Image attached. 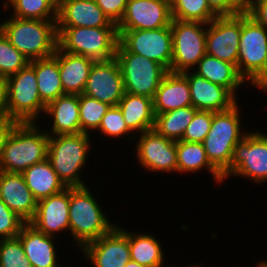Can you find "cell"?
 <instances>
[{"label": "cell", "instance_id": "2e32d148", "mask_svg": "<svg viewBox=\"0 0 267 267\" xmlns=\"http://www.w3.org/2000/svg\"><path fill=\"white\" fill-rule=\"evenodd\" d=\"M81 252L94 267H124L131 260L129 231L116 225L98 240L86 244Z\"/></svg>", "mask_w": 267, "mask_h": 267}, {"label": "cell", "instance_id": "836d02e7", "mask_svg": "<svg viewBox=\"0 0 267 267\" xmlns=\"http://www.w3.org/2000/svg\"><path fill=\"white\" fill-rule=\"evenodd\" d=\"M172 19L199 21L208 24L218 15L210 8L207 0H173Z\"/></svg>", "mask_w": 267, "mask_h": 267}, {"label": "cell", "instance_id": "7a4b0ae2", "mask_svg": "<svg viewBox=\"0 0 267 267\" xmlns=\"http://www.w3.org/2000/svg\"><path fill=\"white\" fill-rule=\"evenodd\" d=\"M36 123H17L14 126L2 151L0 171L22 173L47 158L49 135Z\"/></svg>", "mask_w": 267, "mask_h": 267}, {"label": "cell", "instance_id": "5bb4252c", "mask_svg": "<svg viewBox=\"0 0 267 267\" xmlns=\"http://www.w3.org/2000/svg\"><path fill=\"white\" fill-rule=\"evenodd\" d=\"M83 94L110 106H118L125 89L120 66L115 57L94 61Z\"/></svg>", "mask_w": 267, "mask_h": 267}, {"label": "cell", "instance_id": "ab89813d", "mask_svg": "<svg viewBox=\"0 0 267 267\" xmlns=\"http://www.w3.org/2000/svg\"><path fill=\"white\" fill-rule=\"evenodd\" d=\"M24 224L0 199V239L17 237Z\"/></svg>", "mask_w": 267, "mask_h": 267}, {"label": "cell", "instance_id": "f6af8a7d", "mask_svg": "<svg viewBox=\"0 0 267 267\" xmlns=\"http://www.w3.org/2000/svg\"><path fill=\"white\" fill-rule=\"evenodd\" d=\"M8 118L7 111V80L0 76V119Z\"/></svg>", "mask_w": 267, "mask_h": 267}, {"label": "cell", "instance_id": "5b68a950", "mask_svg": "<svg viewBox=\"0 0 267 267\" xmlns=\"http://www.w3.org/2000/svg\"><path fill=\"white\" fill-rule=\"evenodd\" d=\"M237 104L228 110L214 112L210 131L203 141L210 163L222 174L223 180L228 179L236 144L248 133L241 131V113Z\"/></svg>", "mask_w": 267, "mask_h": 267}, {"label": "cell", "instance_id": "52a82bcc", "mask_svg": "<svg viewBox=\"0 0 267 267\" xmlns=\"http://www.w3.org/2000/svg\"><path fill=\"white\" fill-rule=\"evenodd\" d=\"M115 58L120 66L125 92L153 99L169 71L151 59L129 52L120 42Z\"/></svg>", "mask_w": 267, "mask_h": 267}, {"label": "cell", "instance_id": "d590c367", "mask_svg": "<svg viewBox=\"0 0 267 267\" xmlns=\"http://www.w3.org/2000/svg\"><path fill=\"white\" fill-rule=\"evenodd\" d=\"M28 64L29 60L0 31V76L8 78Z\"/></svg>", "mask_w": 267, "mask_h": 267}, {"label": "cell", "instance_id": "74e56055", "mask_svg": "<svg viewBox=\"0 0 267 267\" xmlns=\"http://www.w3.org/2000/svg\"><path fill=\"white\" fill-rule=\"evenodd\" d=\"M102 135L119 138L122 136H131L132 131L126 125L122 112L118 106H111L103 116L97 129Z\"/></svg>", "mask_w": 267, "mask_h": 267}, {"label": "cell", "instance_id": "1f68e13d", "mask_svg": "<svg viewBox=\"0 0 267 267\" xmlns=\"http://www.w3.org/2000/svg\"><path fill=\"white\" fill-rule=\"evenodd\" d=\"M197 109L192 105L155 115L154 130L173 141L181 140Z\"/></svg>", "mask_w": 267, "mask_h": 267}, {"label": "cell", "instance_id": "4fadbf2b", "mask_svg": "<svg viewBox=\"0 0 267 267\" xmlns=\"http://www.w3.org/2000/svg\"><path fill=\"white\" fill-rule=\"evenodd\" d=\"M241 14L218 16L207 24L206 54L237 67Z\"/></svg>", "mask_w": 267, "mask_h": 267}, {"label": "cell", "instance_id": "d6a6232c", "mask_svg": "<svg viewBox=\"0 0 267 267\" xmlns=\"http://www.w3.org/2000/svg\"><path fill=\"white\" fill-rule=\"evenodd\" d=\"M3 6L12 8L15 18L57 21V10L47 0H4Z\"/></svg>", "mask_w": 267, "mask_h": 267}, {"label": "cell", "instance_id": "3957f363", "mask_svg": "<svg viewBox=\"0 0 267 267\" xmlns=\"http://www.w3.org/2000/svg\"><path fill=\"white\" fill-rule=\"evenodd\" d=\"M87 187L70 188L69 231L80 250L116 226L107 218L102 206H99Z\"/></svg>", "mask_w": 267, "mask_h": 267}, {"label": "cell", "instance_id": "277c9868", "mask_svg": "<svg viewBox=\"0 0 267 267\" xmlns=\"http://www.w3.org/2000/svg\"><path fill=\"white\" fill-rule=\"evenodd\" d=\"M88 133L49 135L47 159L66 188L84 187L81 169L90 149Z\"/></svg>", "mask_w": 267, "mask_h": 267}, {"label": "cell", "instance_id": "ba28073f", "mask_svg": "<svg viewBox=\"0 0 267 267\" xmlns=\"http://www.w3.org/2000/svg\"><path fill=\"white\" fill-rule=\"evenodd\" d=\"M6 80L8 119L35 122L46 106L39 96L35 69L28 64Z\"/></svg>", "mask_w": 267, "mask_h": 267}, {"label": "cell", "instance_id": "d4e9b609", "mask_svg": "<svg viewBox=\"0 0 267 267\" xmlns=\"http://www.w3.org/2000/svg\"><path fill=\"white\" fill-rule=\"evenodd\" d=\"M44 114L51 117L52 129L48 135L81 133L79 115V95L64 94L45 106Z\"/></svg>", "mask_w": 267, "mask_h": 267}, {"label": "cell", "instance_id": "7c38bea8", "mask_svg": "<svg viewBox=\"0 0 267 267\" xmlns=\"http://www.w3.org/2000/svg\"><path fill=\"white\" fill-rule=\"evenodd\" d=\"M119 42L131 53L142 55L171 72L173 55L170 26L154 30H118Z\"/></svg>", "mask_w": 267, "mask_h": 267}, {"label": "cell", "instance_id": "cb8c5ba5", "mask_svg": "<svg viewBox=\"0 0 267 267\" xmlns=\"http://www.w3.org/2000/svg\"><path fill=\"white\" fill-rule=\"evenodd\" d=\"M192 105L187 78L182 73L168 72L153 98L154 114Z\"/></svg>", "mask_w": 267, "mask_h": 267}, {"label": "cell", "instance_id": "f1b7e54d", "mask_svg": "<svg viewBox=\"0 0 267 267\" xmlns=\"http://www.w3.org/2000/svg\"><path fill=\"white\" fill-rule=\"evenodd\" d=\"M176 149L178 173H198L205 168L212 174L214 181L220 184L224 181L222 174L210 163L203 143L178 140Z\"/></svg>", "mask_w": 267, "mask_h": 267}, {"label": "cell", "instance_id": "c3c4849f", "mask_svg": "<svg viewBox=\"0 0 267 267\" xmlns=\"http://www.w3.org/2000/svg\"><path fill=\"white\" fill-rule=\"evenodd\" d=\"M124 267H144L135 261H128Z\"/></svg>", "mask_w": 267, "mask_h": 267}, {"label": "cell", "instance_id": "9a60e30c", "mask_svg": "<svg viewBox=\"0 0 267 267\" xmlns=\"http://www.w3.org/2000/svg\"><path fill=\"white\" fill-rule=\"evenodd\" d=\"M139 136L135 155L145 171L177 172L176 141L159 135L154 129L142 132Z\"/></svg>", "mask_w": 267, "mask_h": 267}, {"label": "cell", "instance_id": "8fae6325", "mask_svg": "<svg viewBox=\"0 0 267 267\" xmlns=\"http://www.w3.org/2000/svg\"><path fill=\"white\" fill-rule=\"evenodd\" d=\"M240 176L255 183L267 181V134L249 132L239 141L229 165V177Z\"/></svg>", "mask_w": 267, "mask_h": 267}, {"label": "cell", "instance_id": "d6986e66", "mask_svg": "<svg viewBox=\"0 0 267 267\" xmlns=\"http://www.w3.org/2000/svg\"><path fill=\"white\" fill-rule=\"evenodd\" d=\"M0 199L25 223H30L37 210V200L21 173L0 171Z\"/></svg>", "mask_w": 267, "mask_h": 267}, {"label": "cell", "instance_id": "603a6c76", "mask_svg": "<svg viewBox=\"0 0 267 267\" xmlns=\"http://www.w3.org/2000/svg\"><path fill=\"white\" fill-rule=\"evenodd\" d=\"M58 67L64 94H83L94 59L60 50L53 55Z\"/></svg>", "mask_w": 267, "mask_h": 267}, {"label": "cell", "instance_id": "e575fe53", "mask_svg": "<svg viewBox=\"0 0 267 267\" xmlns=\"http://www.w3.org/2000/svg\"><path fill=\"white\" fill-rule=\"evenodd\" d=\"M111 106L84 94L79 95V115L81 133L90 134L89 130L98 129L101 120Z\"/></svg>", "mask_w": 267, "mask_h": 267}, {"label": "cell", "instance_id": "f907efd6", "mask_svg": "<svg viewBox=\"0 0 267 267\" xmlns=\"http://www.w3.org/2000/svg\"><path fill=\"white\" fill-rule=\"evenodd\" d=\"M165 267V266H164ZM166 267H173V266H171V264L170 265H167ZM175 267V266H174ZM177 267V266H176ZM184 267V266H183ZM186 267V266H185ZM187 267H203V266H199V265H188Z\"/></svg>", "mask_w": 267, "mask_h": 267}, {"label": "cell", "instance_id": "60d3db41", "mask_svg": "<svg viewBox=\"0 0 267 267\" xmlns=\"http://www.w3.org/2000/svg\"><path fill=\"white\" fill-rule=\"evenodd\" d=\"M218 16H233L246 12L247 0H207Z\"/></svg>", "mask_w": 267, "mask_h": 267}, {"label": "cell", "instance_id": "44dd1931", "mask_svg": "<svg viewBox=\"0 0 267 267\" xmlns=\"http://www.w3.org/2000/svg\"><path fill=\"white\" fill-rule=\"evenodd\" d=\"M57 27L117 28L95 0H62L57 11Z\"/></svg>", "mask_w": 267, "mask_h": 267}, {"label": "cell", "instance_id": "7402d4cb", "mask_svg": "<svg viewBox=\"0 0 267 267\" xmlns=\"http://www.w3.org/2000/svg\"><path fill=\"white\" fill-rule=\"evenodd\" d=\"M25 256L32 267H62L57 259L55 237L39 232L30 223H25L17 236Z\"/></svg>", "mask_w": 267, "mask_h": 267}, {"label": "cell", "instance_id": "8992f818", "mask_svg": "<svg viewBox=\"0 0 267 267\" xmlns=\"http://www.w3.org/2000/svg\"><path fill=\"white\" fill-rule=\"evenodd\" d=\"M58 48L62 51L99 60L116 55L117 28L57 27Z\"/></svg>", "mask_w": 267, "mask_h": 267}, {"label": "cell", "instance_id": "9c48e42d", "mask_svg": "<svg viewBox=\"0 0 267 267\" xmlns=\"http://www.w3.org/2000/svg\"><path fill=\"white\" fill-rule=\"evenodd\" d=\"M170 28L173 46L171 72L193 70L206 54L207 24L172 19Z\"/></svg>", "mask_w": 267, "mask_h": 267}, {"label": "cell", "instance_id": "f546056e", "mask_svg": "<svg viewBox=\"0 0 267 267\" xmlns=\"http://www.w3.org/2000/svg\"><path fill=\"white\" fill-rule=\"evenodd\" d=\"M29 64L35 69L39 96L45 105L64 95L58 60L54 56L30 61Z\"/></svg>", "mask_w": 267, "mask_h": 267}, {"label": "cell", "instance_id": "30bf717a", "mask_svg": "<svg viewBox=\"0 0 267 267\" xmlns=\"http://www.w3.org/2000/svg\"><path fill=\"white\" fill-rule=\"evenodd\" d=\"M239 42L237 71L245 82L251 83L264 70L267 30L246 12L241 14Z\"/></svg>", "mask_w": 267, "mask_h": 267}, {"label": "cell", "instance_id": "ffe728a7", "mask_svg": "<svg viewBox=\"0 0 267 267\" xmlns=\"http://www.w3.org/2000/svg\"><path fill=\"white\" fill-rule=\"evenodd\" d=\"M192 106L197 110L220 112L230 109L237 99L225 88L202 78L194 71H185Z\"/></svg>", "mask_w": 267, "mask_h": 267}, {"label": "cell", "instance_id": "7dc6e473", "mask_svg": "<svg viewBox=\"0 0 267 267\" xmlns=\"http://www.w3.org/2000/svg\"><path fill=\"white\" fill-rule=\"evenodd\" d=\"M47 1L58 11L62 0H47Z\"/></svg>", "mask_w": 267, "mask_h": 267}, {"label": "cell", "instance_id": "4dcf8cb0", "mask_svg": "<svg viewBox=\"0 0 267 267\" xmlns=\"http://www.w3.org/2000/svg\"><path fill=\"white\" fill-rule=\"evenodd\" d=\"M161 242L154 235L129 231L131 260L144 267H164Z\"/></svg>", "mask_w": 267, "mask_h": 267}, {"label": "cell", "instance_id": "4316f807", "mask_svg": "<svg viewBox=\"0 0 267 267\" xmlns=\"http://www.w3.org/2000/svg\"><path fill=\"white\" fill-rule=\"evenodd\" d=\"M193 71L202 78L225 87L236 99V90L245 84V80L239 75L234 64L208 54L200 59Z\"/></svg>", "mask_w": 267, "mask_h": 267}, {"label": "cell", "instance_id": "7bdbcfd3", "mask_svg": "<svg viewBox=\"0 0 267 267\" xmlns=\"http://www.w3.org/2000/svg\"><path fill=\"white\" fill-rule=\"evenodd\" d=\"M246 13L267 30V0H247Z\"/></svg>", "mask_w": 267, "mask_h": 267}, {"label": "cell", "instance_id": "b9f144b4", "mask_svg": "<svg viewBox=\"0 0 267 267\" xmlns=\"http://www.w3.org/2000/svg\"><path fill=\"white\" fill-rule=\"evenodd\" d=\"M108 19L118 25L122 20L128 0H95Z\"/></svg>", "mask_w": 267, "mask_h": 267}, {"label": "cell", "instance_id": "816d5d0a", "mask_svg": "<svg viewBox=\"0 0 267 267\" xmlns=\"http://www.w3.org/2000/svg\"><path fill=\"white\" fill-rule=\"evenodd\" d=\"M165 1H167V2H169L171 4L173 0H165Z\"/></svg>", "mask_w": 267, "mask_h": 267}, {"label": "cell", "instance_id": "bcb514c9", "mask_svg": "<svg viewBox=\"0 0 267 267\" xmlns=\"http://www.w3.org/2000/svg\"><path fill=\"white\" fill-rule=\"evenodd\" d=\"M251 85H254L259 90L267 92V57L265 61L264 70L251 82Z\"/></svg>", "mask_w": 267, "mask_h": 267}, {"label": "cell", "instance_id": "ee69618b", "mask_svg": "<svg viewBox=\"0 0 267 267\" xmlns=\"http://www.w3.org/2000/svg\"><path fill=\"white\" fill-rule=\"evenodd\" d=\"M18 122L8 118L0 119V158L5 146L6 139Z\"/></svg>", "mask_w": 267, "mask_h": 267}, {"label": "cell", "instance_id": "681fc988", "mask_svg": "<svg viewBox=\"0 0 267 267\" xmlns=\"http://www.w3.org/2000/svg\"><path fill=\"white\" fill-rule=\"evenodd\" d=\"M255 267H267V261H260Z\"/></svg>", "mask_w": 267, "mask_h": 267}, {"label": "cell", "instance_id": "e0dca14e", "mask_svg": "<svg viewBox=\"0 0 267 267\" xmlns=\"http://www.w3.org/2000/svg\"><path fill=\"white\" fill-rule=\"evenodd\" d=\"M172 22L171 5L165 0H128L118 30H154Z\"/></svg>", "mask_w": 267, "mask_h": 267}, {"label": "cell", "instance_id": "6da1fadb", "mask_svg": "<svg viewBox=\"0 0 267 267\" xmlns=\"http://www.w3.org/2000/svg\"><path fill=\"white\" fill-rule=\"evenodd\" d=\"M0 31L29 62L53 56L58 47L56 21L10 16L0 23Z\"/></svg>", "mask_w": 267, "mask_h": 267}, {"label": "cell", "instance_id": "484cf974", "mask_svg": "<svg viewBox=\"0 0 267 267\" xmlns=\"http://www.w3.org/2000/svg\"><path fill=\"white\" fill-rule=\"evenodd\" d=\"M123 119L128 128L137 136V133L152 130L155 125V114L153 110V99L145 96L134 95L125 92L123 98L119 101Z\"/></svg>", "mask_w": 267, "mask_h": 267}, {"label": "cell", "instance_id": "83f0119b", "mask_svg": "<svg viewBox=\"0 0 267 267\" xmlns=\"http://www.w3.org/2000/svg\"><path fill=\"white\" fill-rule=\"evenodd\" d=\"M21 174L37 201L66 189L47 158L30 166Z\"/></svg>", "mask_w": 267, "mask_h": 267}, {"label": "cell", "instance_id": "f35d334b", "mask_svg": "<svg viewBox=\"0 0 267 267\" xmlns=\"http://www.w3.org/2000/svg\"><path fill=\"white\" fill-rule=\"evenodd\" d=\"M213 111L197 110L192 121L186 127L182 141L203 143L213 120Z\"/></svg>", "mask_w": 267, "mask_h": 267}, {"label": "cell", "instance_id": "ac0fdd59", "mask_svg": "<svg viewBox=\"0 0 267 267\" xmlns=\"http://www.w3.org/2000/svg\"><path fill=\"white\" fill-rule=\"evenodd\" d=\"M70 188L37 201V210L30 222L39 232L55 237V233L69 231Z\"/></svg>", "mask_w": 267, "mask_h": 267}, {"label": "cell", "instance_id": "8d00e7d4", "mask_svg": "<svg viewBox=\"0 0 267 267\" xmlns=\"http://www.w3.org/2000/svg\"><path fill=\"white\" fill-rule=\"evenodd\" d=\"M0 267H32L18 237L0 239Z\"/></svg>", "mask_w": 267, "mask_h": 267}]
</instances>
